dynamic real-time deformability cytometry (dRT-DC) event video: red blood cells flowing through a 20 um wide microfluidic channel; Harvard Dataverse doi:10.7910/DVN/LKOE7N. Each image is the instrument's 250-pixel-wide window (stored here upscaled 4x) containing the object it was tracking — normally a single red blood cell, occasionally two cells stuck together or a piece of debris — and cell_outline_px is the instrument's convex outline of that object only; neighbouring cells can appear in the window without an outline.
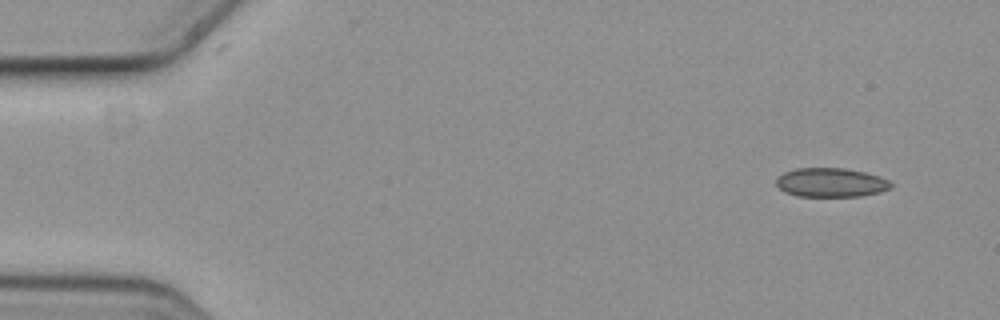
{"species": "common noctule bat (a hibernating species)", "species_latin": "Nyctalus noctula", "temperature_condition": "cold", "stored_images_in_passage": 4, "camera_frame_rate_fps": 3000, "um_per_image_px": 0.085, "animal": {"sex": "female", "body_mass_g": 19.3, "forearm_length_mm": 54.1}, "frame": {"image": 1, "passage_image": 1, "time_ms": 0.0, "image_size_px": [1000, 320], "cell_outline_px": [[892, 188], [880, 192], [860, 196], [800, 196], [784, 192], [776, 184], [776, 180], [784, 172], [796, 168], [844, 168], [864, 172], [880, 176], [888, 180], [892, 184]], "centroid_in_image_um": [70.65, 15.51], "position_along_channel_um": 14.4, "area_um2": 19.36}}